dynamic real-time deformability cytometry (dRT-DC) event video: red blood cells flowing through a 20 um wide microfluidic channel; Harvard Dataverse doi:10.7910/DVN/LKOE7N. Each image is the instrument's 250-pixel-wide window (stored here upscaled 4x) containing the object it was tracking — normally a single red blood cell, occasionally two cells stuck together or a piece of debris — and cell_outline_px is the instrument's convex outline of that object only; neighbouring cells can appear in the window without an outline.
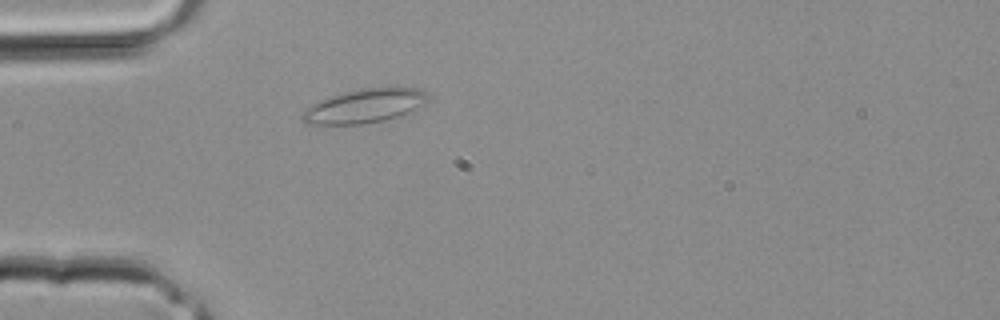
{"species": "common noctule bat (a hibernating species)", "species_latin": "Nyctalus noctula", "temperature_condition": "room temperature", "stored_images_in_passage": 2, "camera_frame_rate_fps": 3000, "um_per_image_px": 0.085, "animal": {"sex": "male", "body_mass_g": 20.4}, "frame": {"image": 1, "passage_image": 2, "time_ms": 0.333, "image_size_px": [1000, 320], "cell_outline_px": [[428, 96], [416, 108], [408, 112], [384, 120], [360, 124], [308, 124], [300, 116], [312, 104], [320, 100], [332, 96], [348, 92], [368, 88], [396, 84], [420, 88]], "centroid_in_image_um": [31.03, 8.97], "position_along_channel_um": 54.0, "area_um2": 24.57}}